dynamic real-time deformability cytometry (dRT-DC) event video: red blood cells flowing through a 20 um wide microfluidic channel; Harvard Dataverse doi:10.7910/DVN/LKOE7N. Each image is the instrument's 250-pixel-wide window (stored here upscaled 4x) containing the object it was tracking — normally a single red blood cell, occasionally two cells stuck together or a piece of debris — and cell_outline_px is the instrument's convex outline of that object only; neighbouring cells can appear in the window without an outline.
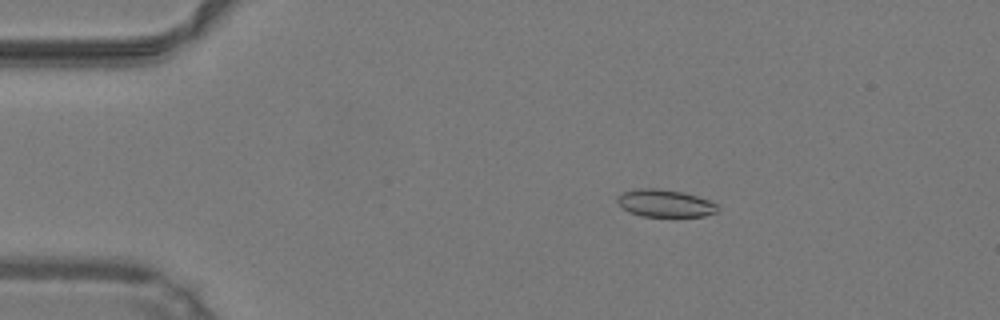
{"species": "common noctule bat (a hibernating species)", "species_latin": "Nyctalus noctula", "temperature_condition": "warm", "stored_images_in_passage": 50, "camera_frame_rate_fps": 3000, "um_per_image_px": 0.085, "animal": {"sex": "male", "body_mass_g": 19.2, "forearm_length_mm": 51.8}, "frame": {"image": 1, "passage_image": 9, "time_ms": 2.667, "image_size_px": [1000, 320], "cell_outline_px": [[720, 208], [716, 212], [704, 216], [640, 216], [628, 212], [616, 200], [616, 196], [624, 192], [640, 188], [656, 188], [684, 192], [708, 200], [716, 204]], "centroid_in_image_um": [56.52, 17.28], "position_along_channel_um": 28.5, "area_um2": 15.95}}
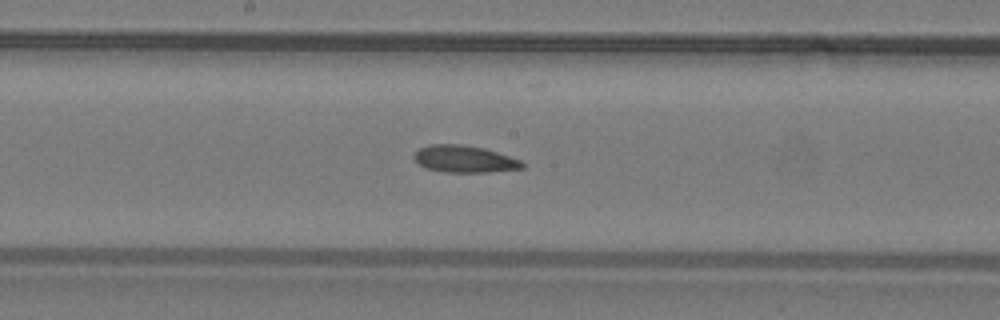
{"frame": {"image": 2, "passage_image": 27, "time_ms": 8.667, "image_size_px": [1000, 320], "cell_outline_px": [[524, 168], [488, 172], [444, 172], [424, 168], [412, 156], [420, 148], [428, 144], [460, 144], [484, 148], [520, 160], [524, 164]], "centroid_in_image_um": [39.44, 13.52], "position_along_channel_um": 208.8, "area_um2": 16.94}}
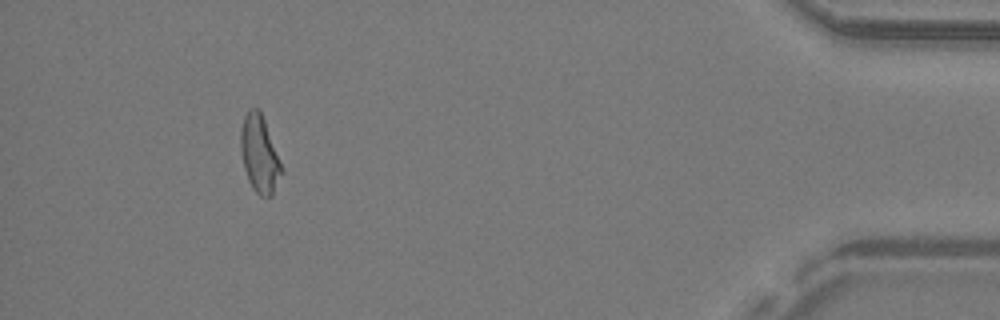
{"frame": {"image": 3, "passage_image": 46, "time_ms": 15.0, "image_size_px": [1000, 320], "cell_outline_px": [[284, 172], [272, 196], [260, 196], [252, 188], [248, 180], [244, 168], [240, 148], [240, 132], [244, 116], [252, 108], [260, 108]], "centroid_in_image_um": [22.06, 13.12], "position_along_channel_um": 413.1, "area_um2": 18.38}}